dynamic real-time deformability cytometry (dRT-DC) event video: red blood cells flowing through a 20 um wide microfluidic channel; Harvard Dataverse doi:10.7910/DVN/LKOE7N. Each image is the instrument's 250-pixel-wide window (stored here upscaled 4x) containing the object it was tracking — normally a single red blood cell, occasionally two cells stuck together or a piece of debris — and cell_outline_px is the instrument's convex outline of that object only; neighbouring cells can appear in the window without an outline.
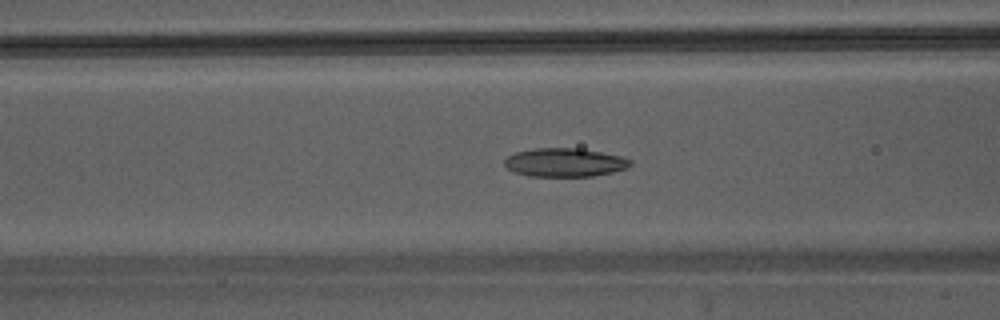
{"species": "Egyptian fruit bat (a non-hibernating species)", "species_latin": "Rousettus aegyptiacus", "temperature_condition": "warm", "stored_images_in_passage": 46, "camera_frame_rate_fps": 3000, "um_per_image_px": 0.085, "animal": {"sex": "male"}, "frame": {"image": 1, "passage_image": 19, "time_ms": 6.0, "image_size_px": [1000, 320], "cell_outline_px": [[632, 164], [628, 168], [612, 172], [592, 176], [528, 176], [512, 172], [504, 164], [504, 160], [508, 156], [516, 152], [536, 148], [580, 148], [620, 156], [632, 160]], "centroid_in_image_um": [47.99, 13.81], "position_along_channel_um": 118.6, "area_um2": 20.98}}
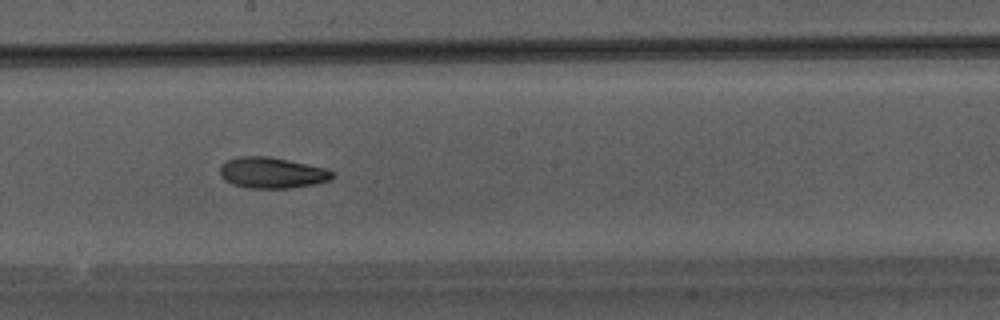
{"frame": {"image": 2, "passage_image": 26, "time_ms": 8.333, "image_size_px": [1000, 320], "cell_outline_px": [[336, 172], [328, 180], [312, 184], [288, 188], [248, 188], [232, 184], [224, 180], [220, 176], [220, 168], [228, 160], [240, 156], [268, 156], [324, 168]], "centroid_in_image_um": [23.08, 14.69], "position_along_channel_um": 225.1, "area_um2": 19.94}}
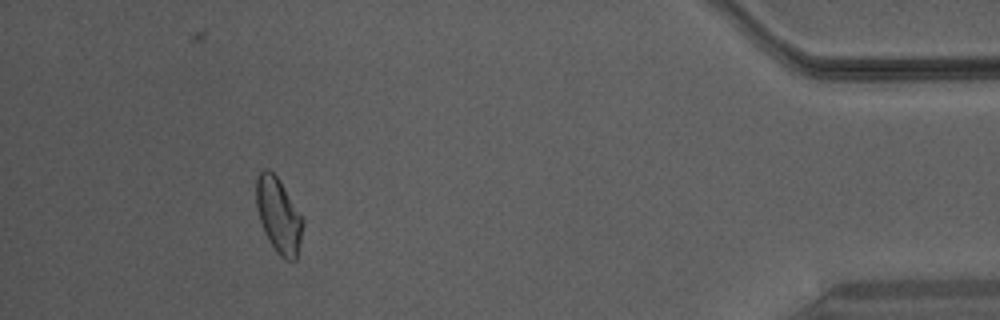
{"frame": {"image": 3, "passage_image": 42, "time_ms": 13.667, "image_size_px": [1000, 320], "cell_outline_px": [[304, 224], [296, 260], [284, 260], [276, 252], [264, 232], [260, 220], [256, 204], [256, 176], [264, 168], [268, 168], [280, 180], [304, 220]], "centroid_in_image_um": [23.68, 18.3], "position_along_channel_um": 411.5, "area_um2": 20.4}}